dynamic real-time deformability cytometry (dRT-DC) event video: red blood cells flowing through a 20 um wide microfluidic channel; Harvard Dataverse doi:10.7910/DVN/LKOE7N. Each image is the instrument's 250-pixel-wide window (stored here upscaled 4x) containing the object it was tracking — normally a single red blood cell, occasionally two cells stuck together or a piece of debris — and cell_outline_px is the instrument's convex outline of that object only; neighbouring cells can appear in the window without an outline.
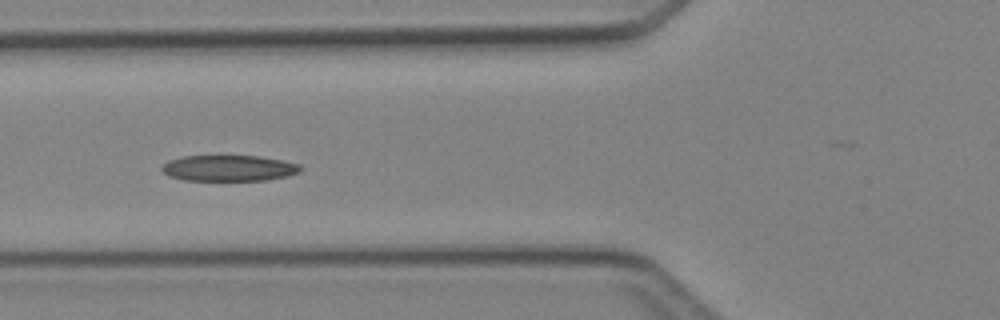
{"species": "Egyptian fruit bat (a non-hibernating species)", "species_latin": "Rousettus aegyptiacus", "temperature_condition": "cold", "stored_images_in_passage": 4, "camera_frame_rate_fps": 3000, "um_per_image_px": 0.085, "animal": {"sex": "female"}, "frame": {"image": 1, "passage_image": 4, "time_ms": 4.333, "image_size_px": [1000, 320], "cell_outline_px": [[304, 168], [300, 172], [288, 176], [264, 180], [184, 180], [168, 176], [160, 168], [168, 160], [184, 156], [260, 156], [284, 160], [300, 164]], "centroid_in_image_um": [19.49, 14.29], "position_along_channel_um": 106.3, "area_um2": 21.1}}